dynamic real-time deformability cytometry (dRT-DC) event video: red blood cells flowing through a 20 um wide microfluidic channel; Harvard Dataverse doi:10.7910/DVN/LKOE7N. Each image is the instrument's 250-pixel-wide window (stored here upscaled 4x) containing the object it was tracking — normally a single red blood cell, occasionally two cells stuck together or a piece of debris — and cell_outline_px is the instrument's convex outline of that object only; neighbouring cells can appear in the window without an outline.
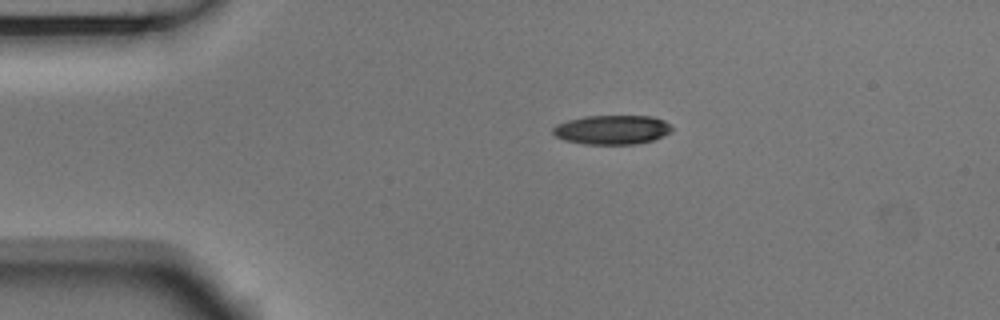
{"species": "Egyptian fruit bat (a non-hibernating species)", "species_latin": "Rousettus aegyptiacus", "temperature_condition": "room temperature", "stored_images_in_passage": 3, "camera_frame_rate_fps": 3000, "um_per_image_px": 0.085, "animal": {"sex": "male"}, "frame": {"image": 1, "passage_image": 1, "time_ms": 0.0, "image_size_px": [1000, 320], "cell_outline_px": [[672, 128], [668, 132], [652, 140], [636, 144], [584, 144], [564, 140], [556, 136], [552, 132], [552, 128], [556, 124], [568, 120], [584, 116], [652, 116], [664, 120]], "centroid_in_image_um": [51.97, 11.02], "position_along_channel_um": 33.0, "area_um2": 20.11}}
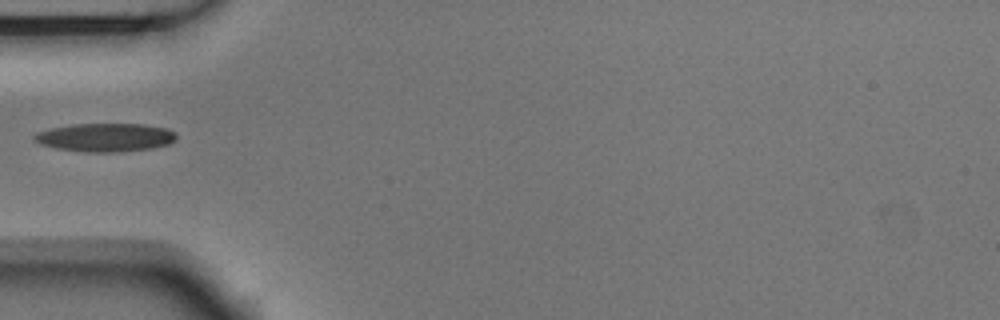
{"frame": {"image": 2, "passage_image": 3, "time_ms": 0.667, "image_size_px": [1000, 320], "cell_outline_px": [[176, 140], [168, 144], [152, 148], [120, 152], [84, 152], [56, 148], [40, 144], [32, 140], [32, 136], [36, 132], [52, 128], [72, 124], [144, 124], [168, 128], [176, 132]], "centroid_in_image_um": [8.95, 11.68], "position_along_channel_um": 76.0, "area_um2": 23.76}}